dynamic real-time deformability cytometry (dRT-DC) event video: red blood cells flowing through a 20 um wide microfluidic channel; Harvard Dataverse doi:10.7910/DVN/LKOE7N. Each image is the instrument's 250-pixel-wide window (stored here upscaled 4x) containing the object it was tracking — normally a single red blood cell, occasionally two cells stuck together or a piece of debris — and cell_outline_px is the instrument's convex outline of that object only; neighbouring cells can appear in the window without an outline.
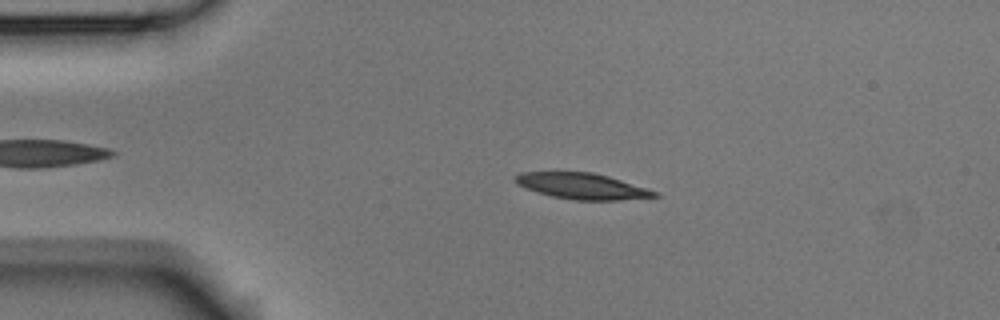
{"species": "Egyptian fruit bat (a non-hibernating species)", "species_latin": "Rousettus aegyptiacus", "temperature_condition": "room temperature", "stored_images_in_passage": 3, "camera_frame_rate_fps": 3000, "um_per_image_px": 0.085, "animal": {"sex": "male"}, "frame": {"image": 1, "passage_image": 2, "time_ms": 0.333, "image_size_px": [1000, 320], "cell_outline_px": [[660, 196], [620, 200], [572, 200], [552, 196], [536, 192], [516, 184], [512, 180], [520, 172], [592, 172], [608, 176], [648, 188], [660, 192]], "centroid_in_image_um": [49.49, 15.82], "position_along_channel_um": 35.5, "area_um2": 21.21}}